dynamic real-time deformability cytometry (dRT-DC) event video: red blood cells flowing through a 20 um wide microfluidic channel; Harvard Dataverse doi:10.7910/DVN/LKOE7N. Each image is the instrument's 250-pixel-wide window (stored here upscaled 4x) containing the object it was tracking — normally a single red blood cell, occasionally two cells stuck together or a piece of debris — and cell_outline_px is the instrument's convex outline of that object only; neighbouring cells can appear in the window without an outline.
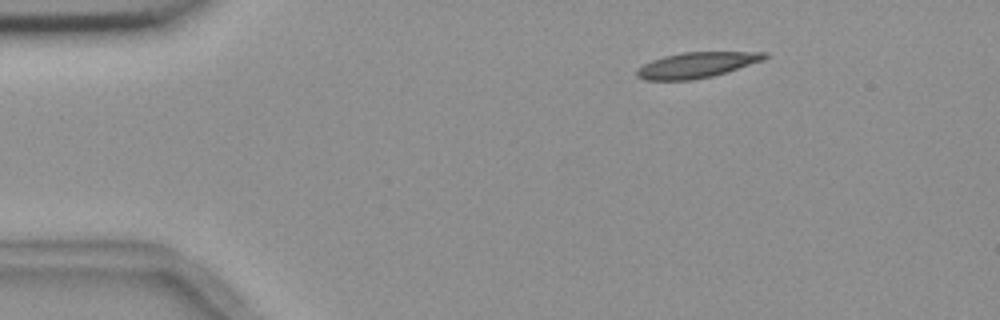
{"species": "common noctule bat (a hibernating species)", "species_latin": "Nyctalus noctula", "temperature_condition": "room temperature", "stored_images_in_passage": 3, "camera_frame_rate_fps": 3000, "um_per_image_px": 0.085, "animal": {"sex": "female", "body_mass_g": 18.4}, "frame": {"image": 1, "passage_image": 1, "time_ms": 0.0, "image_size_px": [1000, 320], "cell_outline_px": [[768, 56], [764, 60], [712, 76], [692, 80], [644, 80], [636, 76], [636, 68], [652, 60], [664, 56], [680, 52], [768, 52]], "centroid_in_image_um": [59.18, 5.52], "position_along_channel_um": 25.8, "area_um2": 19.02}}